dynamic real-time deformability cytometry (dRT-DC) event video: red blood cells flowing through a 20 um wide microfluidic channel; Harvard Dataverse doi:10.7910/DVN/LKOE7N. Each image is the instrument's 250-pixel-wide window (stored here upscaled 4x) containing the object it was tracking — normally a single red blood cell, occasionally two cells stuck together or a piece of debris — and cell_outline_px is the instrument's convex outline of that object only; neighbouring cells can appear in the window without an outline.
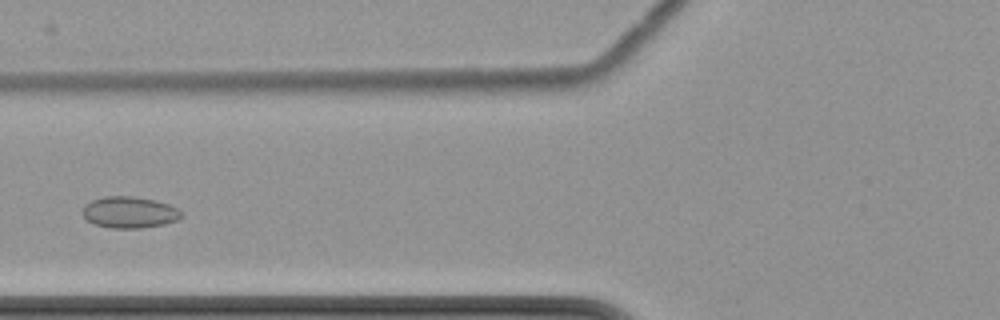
{"species": "common noctule bat (a hibernating species)", "species_latin": "Nyctalus noctula", "temperature_condition": "cold", "stored_images_in_passage": 11, "camera_frame_rate_fps": 3000, "um_per_image_px": 0.085, "animal": {"sex": "female", "body_mass_g": 22.7, "forearm_length_mm": 54.2}, "frame": {"image": 1, "passage_image": 8, "time_ms": 9.333, "image_size_px": [1000, 320], "cell_outline_px": [[184, 216], [176, 220], [164, 224], [140, 228], [112, 228], [92, 224], [84, 216], [84, 204], [92, 200], [104, 196], [132, 196], [156, 200], [168, 204], [176, 208]], "centroid_in_image_um": [11.0, 18.04], "position_along_channel_um": 114.8, "area_um2": 18.03}}
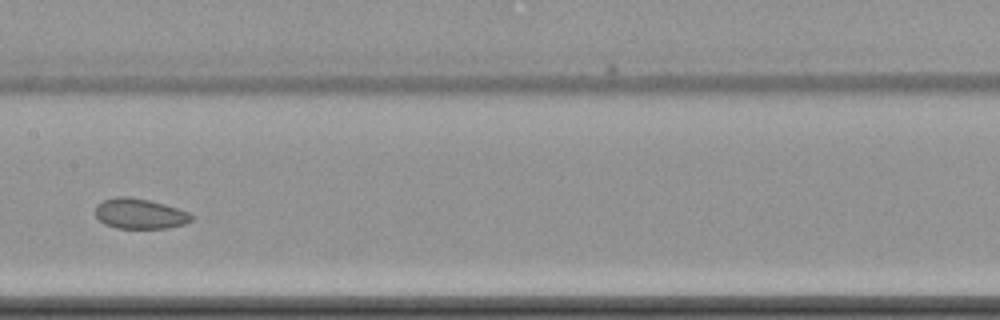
{"frame": {"image": 2, "passage_image": 10, "time_ms": 11.667, "image_size_px": [1000, 320], "cell_outline_px": [[192, 220], [184, 224], [168, 228], [116, 228], [104, 224], [96, 216], [96, 204], [104, 200], [116, 196], [128, 196], [148, 200], [164, 204], [188, 212], [192, 216]], "centroid_in_image_um": [11.86, 18.16], "position_along_channel_um": 195.5, "area_um2": 16.88}}
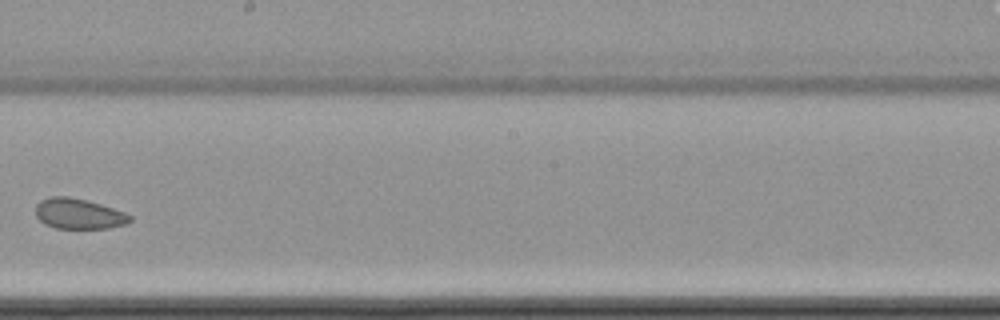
{"frame": {"image": 3, "passage_image": 11, "time_ms": 13.0, "image_size_px": [1000, 320], "cell_outline_px": [[132, 220], [124, 224], [108, 228], [56, 228], [44, 224], [36, 216], [36, 204], [40, 200], [52, 196], [68, 196], [100, 204], [124, 212], [132, 216]], "centroid_in_image_um": [6.66, 18.17], "position_along_channel_um": 241.5, "area_um2": 16.59}}